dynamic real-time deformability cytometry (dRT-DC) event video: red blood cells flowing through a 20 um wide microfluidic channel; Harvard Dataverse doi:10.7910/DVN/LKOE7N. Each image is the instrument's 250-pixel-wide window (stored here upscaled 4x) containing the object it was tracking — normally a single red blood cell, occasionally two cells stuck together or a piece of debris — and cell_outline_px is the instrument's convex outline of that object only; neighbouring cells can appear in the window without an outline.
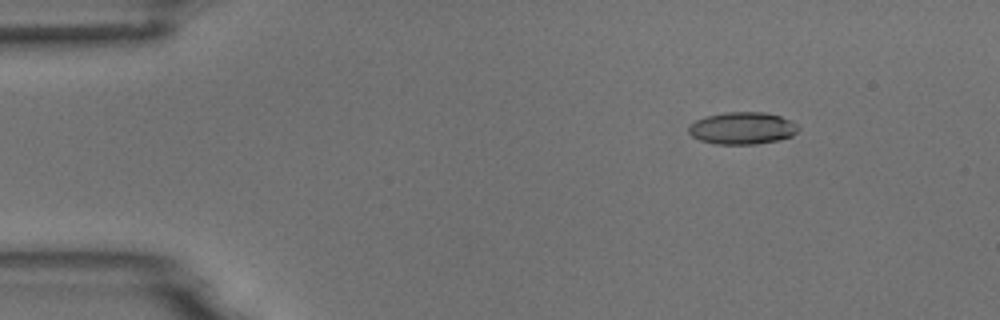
{"species": "common noctule bat (a hibernating species)", "species_latin": "Nyctalus noctula", "temperature_condition": "room temperature", "stored_images_in_passage": 48, "camera_frame_rate_fps": 3000, "um_per_image_px": 0.085, "animal": {"sex": "male", "body_mass_g": 18.8}, "frame": {"image": 1, "passage_image": 1, "time_ms": 0.0, "image_size_px": [1000, 320], "cell_outline_px": [[800, 128], [792, 136], [776, 140], [756, 144], [716, 144], [700, 140], [692, 136], [688, 132], [688, 128], [696, 120], [704, 116], [724, 112], [764, 112], [780, 116], [796, 124]], "centroid_in_image_um": [63.07, 10.89], "position_along_channel_um": 21.9, "area_um2": 20.46}}
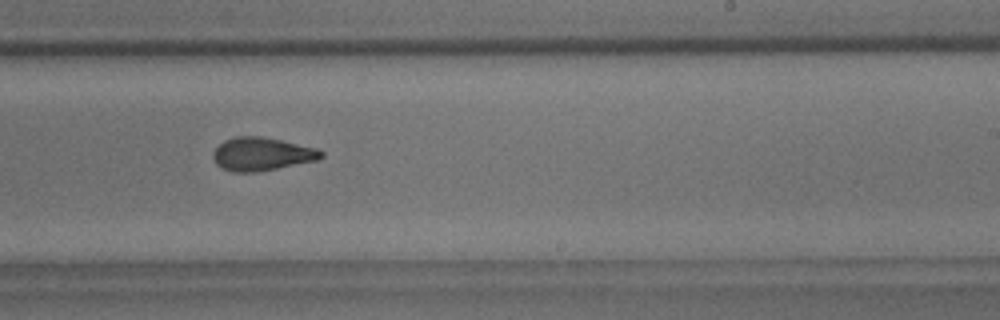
{"frame": {"image": 2, "passage_image": 27, "time_ms": 8.667, "image_size_px": [1000, 320], "cell_outline_px": [[324, 156], [316, 160], [260, 172], [232, 172], [220, 168], [216, 164], [212, 156], [212, 152], [224, 140], [236, 136], [260, 136], [280, 140], [316, 148], [324, 152]], "centroid_in_image_um": [22.22, 13.1], "position_along_channel_um": 266.8, "area_um2": 20.98}}
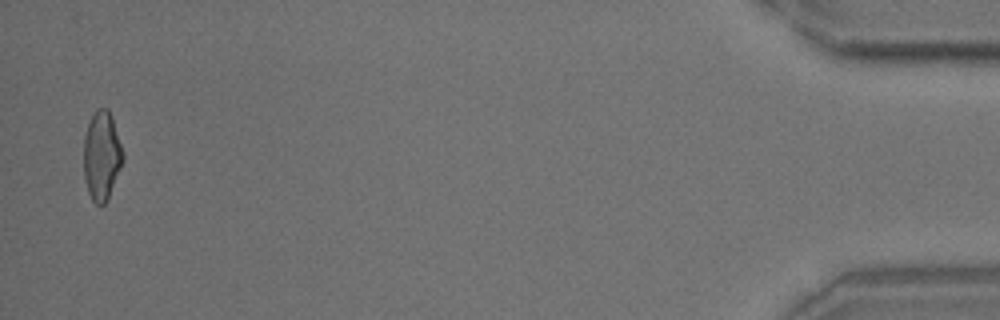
{"frame": {"image": 3, "passage_image": 47, "time_ms": 15.333, "image_size_px": [1000, 320], "cell_outline_px": [[124, 160], [108, 200], [104, 204], [96, 204], [92, 200], [88, 192], [84, 180], [84, 136], [88, 124], [96, 108], [108, 108], [124, 152]], "centroid_in_image_um": [8.65, 13.26], "position_along_channel_um": 426.6, "area_um2": 20.46}, "authors_computed_cell_mechanics": {"area_um2": 20.7502, "velocity_mm_per_s": 3.716, "shape_relaxation_time_tau1_ms": 6.2872, "shape_relaxation_time_tau2_ms": 2.3067, "deformation_change_tau1": 0.1744, "deformation_change_tau2": 0.0853}}